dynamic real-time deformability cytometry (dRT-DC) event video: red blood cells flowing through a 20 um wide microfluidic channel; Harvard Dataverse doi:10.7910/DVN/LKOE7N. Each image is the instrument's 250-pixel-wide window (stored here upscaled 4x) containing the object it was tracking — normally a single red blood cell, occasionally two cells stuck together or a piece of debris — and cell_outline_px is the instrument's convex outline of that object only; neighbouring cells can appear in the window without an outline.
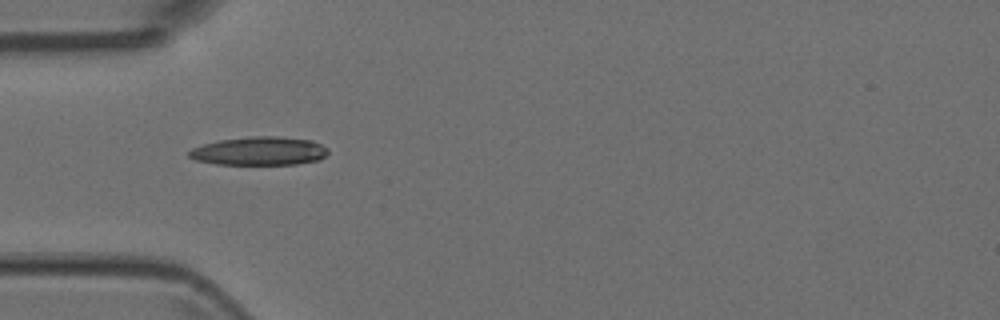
{"species": "Egyptian fruit bat (a non-hibernating species)", "species_latin": "Rousettus aegyptiacus", "temperature_condition": "room temperature", "stored_images_in_passage": 1, "camera_frame_rate_fps": 3000, "um_per_image_px": 0.085, "animal": {"sex": "female"}, "frame": {"image": 1, "passage_image": 1, "time_ms": 0.0, "image_size_px": [1000, 320], "cell_outline_px": [[328, 152], [320, 160], [296, 164], [216, 164], [196, 160], [188, 156], [188, 152], [192, 148], [204, 144], [220, 140], [252, 136], [276, 136], [312, 140], [328, 148]], "centroid_in_image_um": [22.06, 12.84], "position_along_channel_um": 62.9, "area_um2": 23.0}}